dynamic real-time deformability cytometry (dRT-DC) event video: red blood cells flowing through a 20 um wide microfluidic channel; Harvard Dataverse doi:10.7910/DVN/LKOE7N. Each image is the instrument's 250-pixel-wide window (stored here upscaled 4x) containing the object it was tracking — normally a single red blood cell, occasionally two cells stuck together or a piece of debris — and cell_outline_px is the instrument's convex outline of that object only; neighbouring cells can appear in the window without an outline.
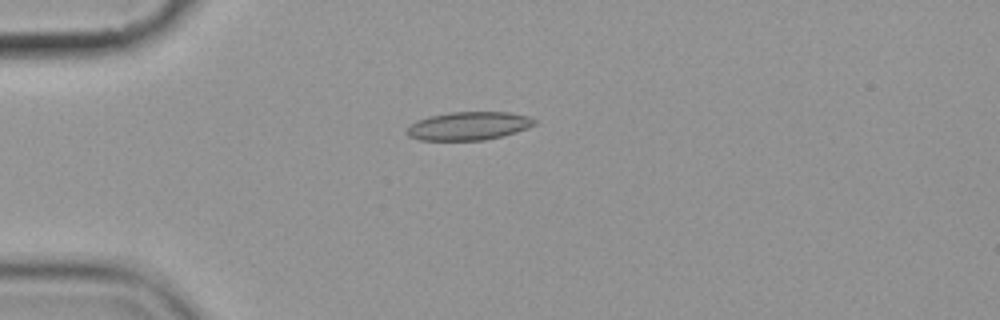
{"species": "common noctule bat (a hibernating species)", "species_latin": "Nyctalus noctula", "temperature_condition": "cold", "stored_images_in_passage": 3, "camera_frame_rate_fps": 3000, "um_per_image_px": 0.085, "animal": {"sex": "female", "body_mass_g": 19.9}, "frame": {"image": 1, "passage_image": 1, "time_ms": 0.0, "image_size_px": [1000, 320], "cell_outline_px": [[536, 124], [516, 132], [484, 140], [420, 140], [408, 136], [404, 132], [416, 120], [428, 116], [448, 112], [508, 112], [528, 116], [536, 120]], "centroid_in_image_um": [39.8, 10.7], "position_along_channel_um": 45.2, "area_um2": 21.04}}
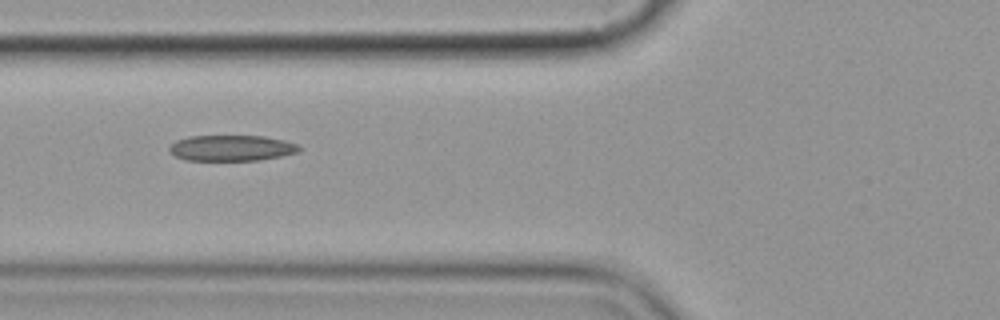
{"frame": {"image": 2, "passage_image": 3, "time_ms": 2.333, "image_size_px": [1000, 320], "cell_outline_px": [[304, 148], [300, 152], [260, 160], [184, 160], [168, 152], [168, 148], [176, 140], [188, 136], [264, 136], [284, 140], [296, 144]], "centroid_in_image_um": [19.69, 12.58], "position_along_channel_um": 106.1, "area_um2": 19.65}}